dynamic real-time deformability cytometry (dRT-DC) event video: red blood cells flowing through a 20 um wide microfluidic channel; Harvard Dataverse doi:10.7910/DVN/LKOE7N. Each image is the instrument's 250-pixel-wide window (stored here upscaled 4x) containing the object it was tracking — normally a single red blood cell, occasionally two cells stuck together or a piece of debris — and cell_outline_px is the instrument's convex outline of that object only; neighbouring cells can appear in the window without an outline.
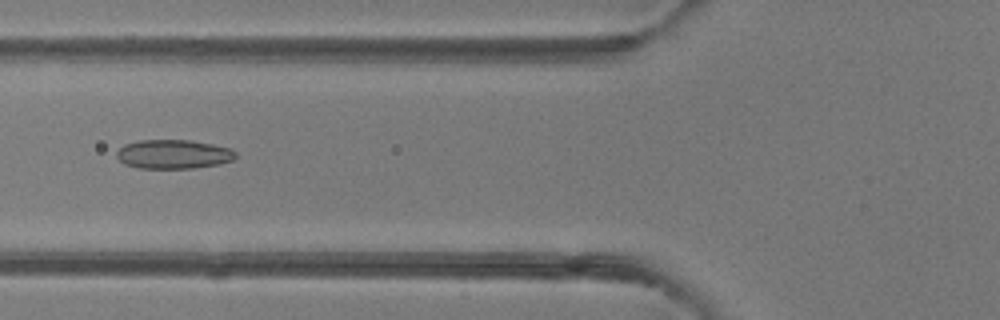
{"species": "common noctule bat (a hibernating species)", "species_latin": "Nyctalus noctula", "temperature_condition": "room temperature", "stored_images_in_passage": 5, "camera_frame_rate_fps": 3000, "um_per_image_px": 0.085, "animal": {"sex": "female"}, "frame": {"image": 1, "passage_image": 5, "time_ms": 5.333, "image_size_px": [1000, 320], "cell_outline_px": [[236, 156], [232, 160], [220, 164], [192, 168], [140, 168], [124, 164], [116, 156], [116, 152], [124, 144], [140, 140], [192, 140], [232, 148], [236, 152]], "centroid_in_image_um": [14.75, 13.1], "position_along_channel_um": 111.0, "area_um2": 20.23}}